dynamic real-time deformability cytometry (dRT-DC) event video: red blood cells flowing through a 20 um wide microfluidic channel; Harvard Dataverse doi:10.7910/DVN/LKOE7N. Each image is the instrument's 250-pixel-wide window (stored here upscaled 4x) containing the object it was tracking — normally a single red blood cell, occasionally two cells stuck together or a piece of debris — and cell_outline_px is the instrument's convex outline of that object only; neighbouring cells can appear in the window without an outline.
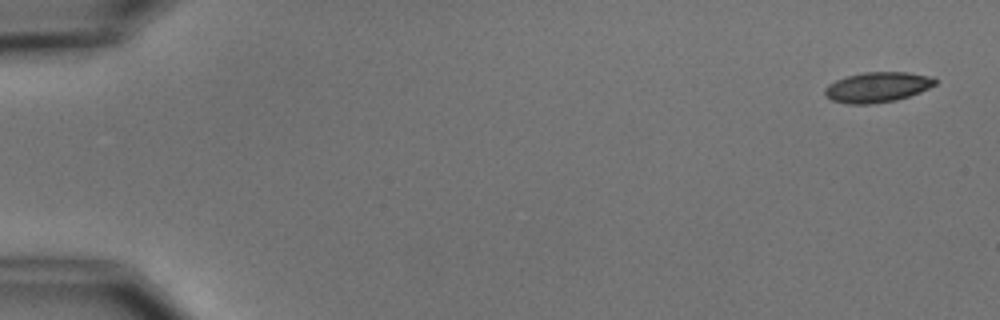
{"species": "common noctule bat (a hibernating species)", "species_latin": "Nyctalus noctula", "temperature_condition": "cold", "stored_images_in_passage": 6, "camera_frame_rate_fps": 3000, "um_per_image_px": 0.085, "animal": {"sex": "male", "body_mass_g": 15.6}, "frame": {"image": 1, "passage_image": 1, "time_ms": 0.0, "image_size_px": [1000, 320], "cell_outline_px": [[936, 84], [920, 92], [896, 100], [868, 104], [848, 104], [832, 100], [824, 96], [824, 88], [828, 84], [836, 80], [848, 76], [864, 72], [908, 72], [932, 76], [936, 80]], "centroid_in_image_um": [74.56, 7.41], "position_along_channel_um": 10.4, "area_um2": 19.42}}
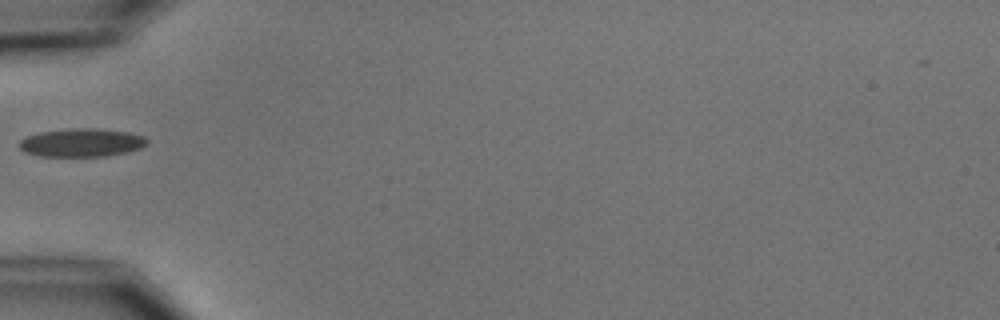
{"frame": {"image": 2, "passage_image": 5, "time_ms": 5.667, "image_size_px": [1000, 320], "cell_outline_px": [[148, 140], [140, 148], [124, 152], [104, 156], [40, 156], [24, 152], [20, 148], [20, 140], [28, 136], [40, 132], [68, 128], [96, 128], [128, 132], [144, 136]], "centroid_in_image_um": [6.91, 12.11], "position_along_channel_um": 78.1, "area_um2": 20.87}}